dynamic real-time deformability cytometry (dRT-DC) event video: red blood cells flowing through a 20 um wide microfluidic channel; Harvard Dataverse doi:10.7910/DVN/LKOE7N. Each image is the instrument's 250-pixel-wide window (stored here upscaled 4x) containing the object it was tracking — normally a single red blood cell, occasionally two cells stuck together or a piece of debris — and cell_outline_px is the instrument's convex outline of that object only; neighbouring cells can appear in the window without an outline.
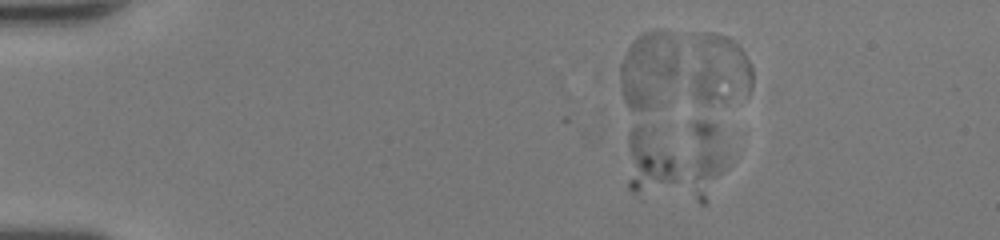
{"species": "human", "species_latin": "Homo sapiens", "temperature_condition": "room temperature", "stored_images_in_passage": 4, "camera_frame_rate_fps": 3000, "um_per_image_px": 0.085, "donor": {"sex": "female"}, "frame": {"image": 1, "passage_image": 1, "time_ms": 0.0, "image_size_px": [1000, 240], "cell_outline_px": [[728, 156], [704, 204], [700, 204], [696, 200], [688, 180], [692, 124], [696, 120], [704, 120], [712, 124], [716, 128]], "centroid_in_image_um": [59.93, 13.52], "position_along_channel_um": 25.1, "area_um2": 16.07}}